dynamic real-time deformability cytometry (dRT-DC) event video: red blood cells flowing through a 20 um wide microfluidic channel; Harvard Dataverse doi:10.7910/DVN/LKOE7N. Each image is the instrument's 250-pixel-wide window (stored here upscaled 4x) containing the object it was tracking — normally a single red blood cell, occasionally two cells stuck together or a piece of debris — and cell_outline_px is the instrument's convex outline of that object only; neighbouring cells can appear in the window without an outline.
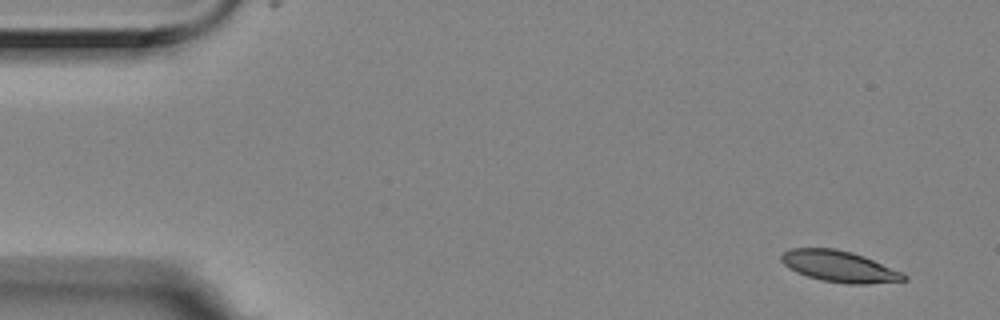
{"species": "Egyptian fruit bat (a non-hibernating species)", "species_latin": "Rousettus aegyptiacus", "temperature_condition": "room temperature", "stored_images_in_passage": 10, "camera_frame_rate_fps": 3000, "um_per_image_px": 0.085, "animal": {"sex": "female"}, "frame": {"image": 1, "passage_image": 1, "time_ms": 0.0, "image_size_px": [1000, 320], "cell_outline_px": [[908, 280], [868, 284], [848, 284], [820, 280], [796, 272], [788, 268], [780, 260], [780, 256], [784, 252], [792, 248], [836, 248], [852, 252], [864, 256], [900, 272], [908, 276]], "centroid_in_image_um": [71.32, 22.64], "position_along_channel_um": 13.7, "area_um2": 22.25}}
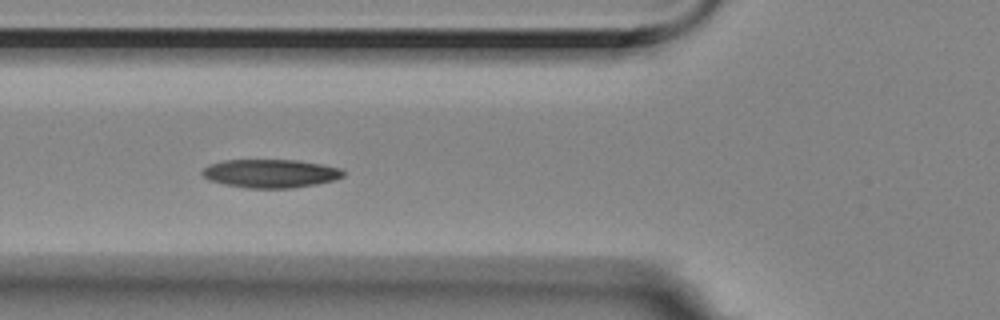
{"frame": {"image": 2, "passage_image": 6, "time_ms": 1.667, "image_size_px": [1000, 320], "cell_outline_px": [[344, 176], [332, 180], [316, 184], [292, 188], [248, 188], [224, 184], [208, 180], [200, 172], [208, 164], [224, 160], [296, 160], [320, 164], [340, 168], [344, 172]], "centroid_in_image_um": [22.95, 14.74], "position_along_channel_um": 102.8, "area_um2": 23.29}}
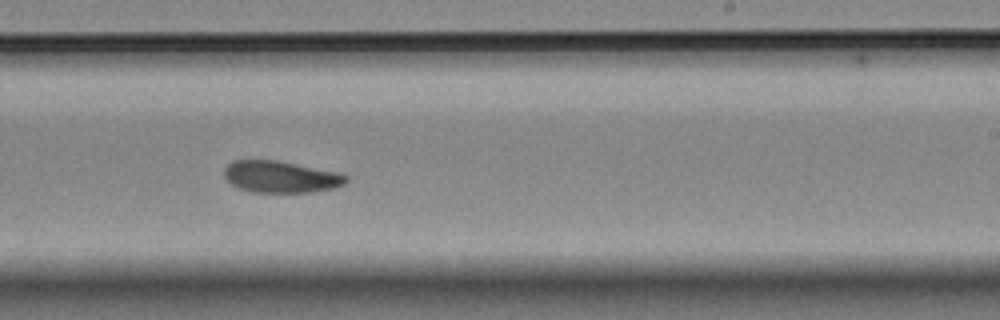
{"frame": {"image": 3, "passage_image": 10, "time_ms": 3.0, "image_size_px": [1000, 320], "cell_outline_px": [[348, 180], [344, 184], [332, 188], [312, 192], [252, 192], [240, 188], [232, 184], [224, 176], [224, 168], [232, 160], [276, 160], [336, 172], [348, 176]], "centroid_in_image_um": [23.84, 15.03], "position_along_channel_um": 265.2, "area_um2": 22.31}}